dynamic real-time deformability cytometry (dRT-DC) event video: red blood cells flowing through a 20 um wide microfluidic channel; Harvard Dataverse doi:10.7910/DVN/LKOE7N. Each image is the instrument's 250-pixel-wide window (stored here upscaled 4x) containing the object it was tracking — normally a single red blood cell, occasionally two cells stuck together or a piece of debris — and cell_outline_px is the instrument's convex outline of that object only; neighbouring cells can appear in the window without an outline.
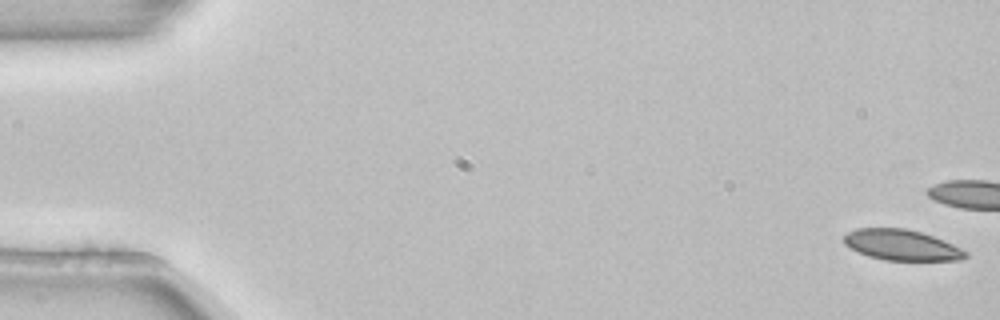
{"species": "common noctule bat (a hibernating species)", "species_latin": "Nyctalus noctula", "temperature_condition": "room temperature", "stored_images_in_passage": 5, "camera_frame_rate_fps": 3000, "um_per_image_px": 0.085, "animal": {"sex": "female", "body_mass_g": 22.7, "forearm_length_mm": 54.2}, "frame": {"image": 1, "passage_image": 1, "time_ms": 0.0, "image_size_px": [1000, 320], "cell_outline_px": [[968, 256], [960, 260], [884, 260], [868, 256], [844, 244], [844, 236], [848, 232], [856, 228], [904, 228], [920, 232], [932, 236], [952, 244], [968, 252]], "centroid_in_image_um": [76.64, 20.82], "position_along_channel_um": 8.4, "area_um2": 21.5}}
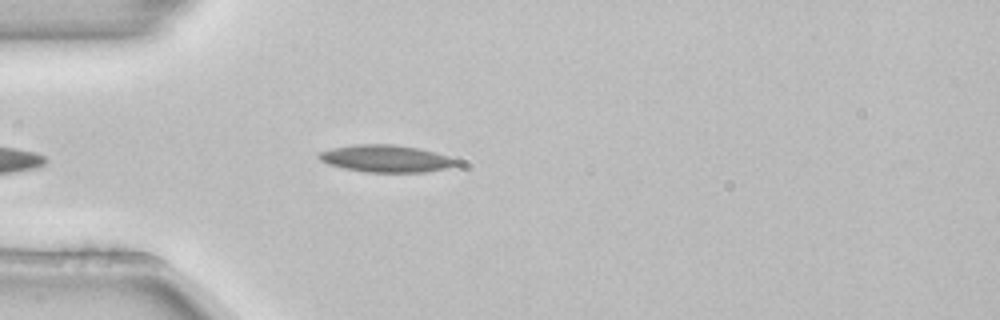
{"frame": {"image": 2, "passage_image": 5, "time_ms": 1.333, "image_size_px": [1000, 320], "cell_outline_px": [[460, 164], [448, 168], [424, 172], [364, 172], [344, 168], [328, 164], [320, 160], [316, 156], [316, 152], [332, 148], [356, 144], [392, 144], [420, 148], [436, 152], [460, 160]], "centroid_in_image_um": [32.81, 13.47], "position_along_channel_um": 52.2, "area_um2": 22.08}}